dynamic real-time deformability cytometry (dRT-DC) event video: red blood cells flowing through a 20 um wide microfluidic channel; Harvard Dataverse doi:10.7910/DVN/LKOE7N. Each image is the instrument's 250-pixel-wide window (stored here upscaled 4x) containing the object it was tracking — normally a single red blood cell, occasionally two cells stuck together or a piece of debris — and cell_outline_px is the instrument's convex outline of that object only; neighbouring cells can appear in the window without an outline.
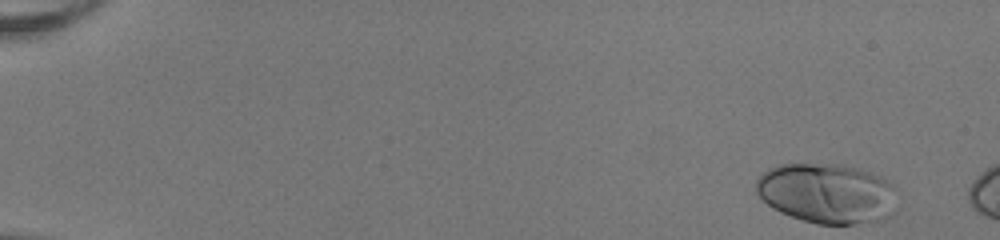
{"species": "human", "species_latin": "Homo sapiens", "temperature_condition": "room temperature", "stored_images_in_passage": 7, "camera_frame_rate_fps": 3000, "um_per_image_px": 0.085, "donor": {"sex": "female"}, "frame": {"image": 1, "passage_image": 1, "time_ms": 0.0, "image_size_px": [1000, 240], "cell_outline_px": [[900, 196], [896, 212], [880, 220], [852, 224], [816, 224], [780, 212], [772, 208], [756, 192], [756, 180], [768, 168], [780, 164], [840, 164], [872, 172], [888, 180], [900, 188]], "centroid_in_image_um": [70.4, 16.43], "position_along_channel_um": 14.6, "area_um2": 50.29}}